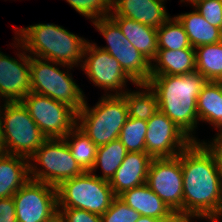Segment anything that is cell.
Returning a JSON list of instances; mask_svg holds the SVG:
<instances>
[{"label": "cell", "mask_w": 222, "mask_h": 222, "mask_svg": "<svg viewBox=\"0 0 222 222\" xmlns=\"http://www.w3.org/2000/svg\"><path fill=\"white\" fill-rule=\"evenodd\" d=\"M178 157L183 172V220L214 222L222 208V175L213 154L193 141Z\"/></svg>", "instance_id": "obj_1"}, {"label": "cell", "mask_w": 222, "mask_h": 222, "mask_svg": "<svg viewBox=\"0 0 222 222\" xmlns=\"http://www.w3.org/2000/svg\"><path fill=\"white\" fill-rule=\"evenodd\" d=\"M156 92L159 111L171 119L193 141L198 124L197 98L206 78L197 71L183 75L150 76L147 82Z\"/></svg>", "instance_id": "obj_2"}, {"label": "cell", "mask_w": 222, "mask_h": 222, "mask_svg": "<svg viewBox=\"0 0 222 222\" xmlns=\"http://www.w3.org/2000/svg\"><path fill=\"white\" fill-rule=\"evenodd\" d=\"M14 37L21 49L34 57L77 67L83 62L87 40L55 24H35L16 29ZM20 42V43H19ZM22 44V45H21Z\"/></svg>", "instance_id": "obj_3"}, {"label": "cell", "mask_w": 222, "mask_h": 222, "mask_svg": "<svg viewBox=\"0 0 222 222\" xmlns=\"http://www.w3.org/2000/svg\"><path fill=\"white\" fill-rule=\"evenodd\" d=\"M84 105L77 112V126L97 146L118 139L127 121L128 106L122 95H106L94 107Z\"/></svg>", "instance_id": "obj_4"}, {"label": "cell", "mask_w": 222, "mask_h": 222, "mask_svg": "<svg viewBox=\"0 0 222 222\" xmlns=\"http://www.w3.org/2000/svg\"><path fill=\"white\" fill-rule=\"evenodd\" d=\"M56 190L58 208H78L100 216L116 197L109 181L90 171L61 182Z\"/></svg>", "instance_id": "obj_5"}, {"label": "cell", "mask_w": 222, "mask_h": 222, "mask_svg": "<svg viewBox=\"0 0 222 222\" xmlns=\"http://www.w3.org/2000/svg\"><path fill=\"white\" fill-rule=\"evenodd\" d=\"M0 121L8 154L29 159L47 140L21 102H5L0 106Z\"/></svg>", "instance_id": "obj_6"}, {"label": "cell", "mask_w": 222, "mask_h": 222, "mask_svg": "<svg viewBox=\"0 0 222 222\" xmlns=\"http://www.w3.org/2000/svg\"><path fill=\"white\" fill-rule=\"evenodd\" d=\"M50 62V63H49ZM54 64V65H53ZM73 68L53 61L31 56V91L62 102L78 112L84 105L85 96L73 81L72 74L59 70L56 66Z\"/></svg>", "instance_id": "obj_7"}, {"label": "cell", "mask_w": 222, "mask_h": 222, "mask_svg": "<svg viewBox=\"0 0 222 222\" xmlns=\"http://www.w3.org/2000/svg\"><path fill=\"white\" fill-rule=\"evenodd\" d=\"M32 161L42 167L38 168ZM84 172L63 138L47 139L29 158L30 179L55 187Z\"/></svg>", "instance_id": "obj_8"}, {"label": "cell", "mask_w": 222, "mask_h": 222, "mask_svg": "<svg viewBox=\"0 0 222 222\" xmlns=\"http://www.w3.org/2000/svg\"><path fill=\"white\" fill-rule=\"evenodd\" d=\"M93 24L108 43L99 48L113 56L135 83H147L151 63L126 39L119 26L110 17L100 18Z\"/></svg>", "instance_id": "obj_9"}, {"label": "cell", "mask_w": 222, "mask_h": 222, "mask_svg": "<svg viewBox=\"0 0 222 222\" xmlns=\"http://www.w3.org/2000/svg\"><path fill=\"white\" fill-rule=\"evenodd\" d=\"M47 139L64 138L77 124V112L65 103L29 92L21 101Z\"/></svg>", "instance_id": "obj_10"}, {"label": "cell", "mask_w": 222, "mask_h": 222, "mask_svg": "<svg viewBox=\"0 0 222 222\" xmlns=\"http://www.w3.org/2000/svg\"><path fill=\"white\" fill-rule=\"evenodd\" d=\"M146 184L183 220V172L178 156L153 158Z\"/></svg>", "instance_id": "obj_11"}, {"label": "cell", "mask_w": 222, "mask_h": 222, "mask_svg": "<svg viewBox=\"0 0 222 222\" xmlns=\"http://www.w3.org/2000/svg\"><path fill=\"white\" fill-rule=\"evenodd\" d=\"M17 222H46L58 213L55 186L29 179L14 195Z\"/></svg>", "instance_id": "obj_12"}, {"label": "cell", "mask_w": 222, "mask_h": 222, "mask_svg": "<svg viewBox=\"0 0 222 222\" xmlns=\"http://www.w3.org/2000/svg\"><path fill=\"white\" fill-rule=\"evenodd\" d=\"M82 63L80 67L96 86L105 91H116L114 94L107 93V95H122L126 91L123 87L126 86L128 80L132 84H136L124 72L119 62L95 43L87 42Z\"/></svg>", "instance_id": "obj_13"}, {"label": "cell", "mask_w": 222, "mask_h": 222, "mask_svg": "<svg viewBox=\"0 0 222 222\" xmlns=\"http://www.w3.org/2000/svg\"><path fill=\"white\" fill-rule=\"evenodd\" d=\"M146 122V153L152 158L176 157L193 142L161 111H157Z\"/></svg>", "instance_id": "obj_14"}, {"label": "cell", "mask_w": 222, "mask_h": 222, "mask_svg": "<svg viewBox=\"0 0 222 222\" xmlns=\"http://www.w3.org/2000/svg\"><path fill=\"white\" fill-rule=\"evenodd\" d=\"M19 53L22 62L0 51V97L5 102H20L31 91V56Z\"/></svg>", "instance_id": "obj_15"}, {"label": "cell", "mask_w": 222, "mask_h": 222, "mask_svg": "<svg viewBox=\"0 0 222 222\" xmlns=\"http://www.w3.org/2000/svg\"><path fill=\"white\" fill-rule=\"evenodd\" d=\"M160 0H112L110 16H122L158 29L169 18Z\"/></svg>", "instance_id": "obj_16"}, {"label": "cell", "mask_w": 222, "mask_h": 222, "mask_svg": "<svg viewBox=\"0 0 222 222\" xmlns=\"http://www.w3.org/2000/svg\"><path fill=\"white\" fill-rule=\"evenodd\" d=\"M152 159L146 152H128L109 181L114 195L146 184Z\"/></svg>", "instance_id": "obj_17"}, {"label": "cell", "mask_w": 222, "mask_h": 222, "mask_svg": "<svg viewBox=\"0 0 222 222\" xmlns=\"http://www.w3.org/2000/svg\"><path fill=\"white\" fill-rule=\"evenodd\" d=\"M128 206L142 216L177 222V215L152 191L147 184L124 191L118 196Z\"/></svg>", "instance_id": "obj_18"}, {"label": "cell", "mask_w": 222, "mask_h": 222, "mask_svg": "<svg viewBox=\"0 0 222 222\" xmlns=\"http://www.w3.org/2000/svg\"><path fill=\"white\" fill-rule=\"evenodd\" d=\"M126 39L152 63L158 53L157 29L122 16H109Z\"/></svg>", "instance_id": "obj_19"}, {"label": "cell", "mask_w": 222, "mask_h": 222, "mask_svg": "<svg viewBox=\"0 0 222 222\" xmlns=\"http://www.w3.org/2000/svg\"><path fill=\"white\" fill-rule=\"evenodd\" d=\"M152 62L151 76L191 73L196 71L195 48L191 46L180 50L158 49Z\"/></svg>", "instance_id": "obj_20"}, {"label": "cell", "mask_w": 222, "mask_h": 222, "mask_svg": "<svg viewBox=\"0 0 222 222\" xmlns=\"http://www.w3.org/2000/svg\"><path fill=\"white\" fill-rule=\"evenodd\" d=\"M29 179V159L8 153L0 155V199L13 197Z\"/></svg>", "instance_id": "obj_21"}, {"label": "cell", "mask_w": 222, "mask_h": 222, "mask_svg": "<svg viewBox=\"0 0 222 222\" xmlns=\"http://www.w3.org/2000/svg\"><path fill=\"white\" fill-rule=\"evenodd\" d=\"M175 17L182 24L193 48L222 41V30L209 24L196 9Z\"/></svg>", "instance_id": "obj_22"}, {"label": "cell", "mask_w": 222, "mask_h": 222, "mask_svg": "<svg viewBox=\"0 0 222 222\" xmlns=\"http://www.w3.org/2000/svg\"><path fill=\"white\" fill-rule=\"evenodd\" d=\"M199 121H205L222 130V86L219 82L207 81L197 98Z\"/></svg>", "instance_id": "obj_23"}, {"label": "cell", "mask_w": 222, "mask_h": 222, "mask_svg": "<svg viewBox=\"0 0 222 222\" xmlns=\"http://www.w3.org/2000/svg\"><path fill=\"white\" fill-rule=\"evenodd\" d=\"M135 85L145 91H125L122 94L128 106L129 117L148 121L159 111L156 92L148 83H136Z\"/></svg>", "instance_id": "obj_24"}, {"label": "cell", "mask_w": 222, "mask_h": 222, "mask_svg": "<svg viewBox=\"0 0 222 222\" xmlns=\"http://www.w3.org/2000/svg\"><path fill=\"white\" fill-rule=\"evenodd\" d=\"M196 71L207 81L222 79V41L195 48Z\"/></svg>", "instance_id": "obj_25"}, {"label": "cell", "mask_w": 222, "mask_h": 222, "mask_svg": "<svg viewBox=\"0 0 222 222\" xmlns=\"http://www.w3.org/2000/svg\"><path fill=\"white\" fill-rule=\"evenodd\" d=\"M128 151L120 142L115 139L106 145L97 147L96 159L92 170V174L96 172L98 167H101L102 176H97L103 180L110 181L114 176L115 171L122 164Z\"/></svg>", "instance_id": "obj_26"}, {"label": "cell", "mask_w": 222, "mask_h": 222, "mask_svg": "<svg viewBox=\"0 0 222 222\" xmlns=\"http://www.w3.org/2000/svg\"><path fill=\"white\" fill-rule=\"evenodd\" d=\"M63 139L79 166L84 171H91L96 159L97 146L90 138L76 125Z\"/></svg>", "instance_id": "obj_27"}, {"label": "cell", "mask_w": 222, "mask_h": 222, "mask_svg": "<svg viewBox=\"0 0 222 222\" xmlns=\"http://www.w3.org/2000/svg\"><path fill=\"white\" fill-rule=\"evenodd\" d=\"M158 49L180 50L190 48L188 35L176 17L169 18L157 29Z\"/></svg>", "instance_id": "obj_28"}, {"label": "cell", "mask_w": 222, "mask_h": 222, "mask_svg": "<svg viewBox=\"0 0 222 222\" xmlns=\"http://www.w3.org/2000/svg\"><path fill=\"white\" fill-rule=\"evenodd\" d=\"M146 132L147 122L145 120L128 117L118 139L128 152H146Z\"/></svg>", "instance_id": "obj_29"}, {"label": "cell", "mask_w": 222, "mask_h": 222, "mask_svg": "<svg viewBox=\"0 0 222 222\" xmlns=\"http://www.w3.org/2000/svg\"><path fill=\"white\" fill-rule=\"evenodd\" d=\"M79 14L91 22L108 18L112 11V0H66Z\"/></svg>", "instance_id": "obj_30"}, {"label": "cell", "mask_w": 222, "mask_h": 222, "mask_svg": "<svg viewBox=\"0 0 222 222\" xmlns=\"http://www.w3.org/2000/svg\"><path fill=\"white\" fill-rule=\"evenodd\" d=\"M140 215L116 196L110 208L101 216L102 222H136Z\"/></svg>", "instance_id": "obj_31"}, {"label": "cell", "mask_w": 222, "mask_h": 222, "mask_svg": "<svg viewBox=\"0 0 222 222\" xmlns=\"http://www.w3.org/2000/svg\"><path fill=\"white\" fill-rule=\"evenodd\" d=\"M191 4L209 24L222 30V0H195Z\"/></svg>", "instance_id": "obj_32"}, {"label": "cell", "mask_w": 222, "mask_h": 222, "mask_svg": "<svg viewBox=\"0 0 222 222\" xmlns=\"http://www.w3.org/2000/svg\"><path fill=\"white\" fill-rule=\"evenodd\" d=\"M63 222H102L101 216L78 208H58Z\"/></svg>", "instance_id": "obj_33"}, {"label": "cell", "mask_w": 222, "mask_h": 222, "mask_svg": "<svg viewBox=\"0 0 222 222\" xmlns=\"http://www.w3.org/2000/svg\"><path fill=\"white\" fill-rule=\"evenodd\" d=\"M0 222H17L13 197L0 199Z\"/></svg>", "instance_id": "obj_34"}, {"label": "cell", "mask_w": 222, "mask_h": 222, "mask_svg": "<svg viewBox=\"0 0 222 222\" xmlns=\"http://www.w3.org/2000/svg\"><path fill=\"white\" fill-rule=\"evenodd\" d=\"M219 131L212 142L207 143L203 141V144L213 154L222 175V130Z\"/></svg>", "instance_id": "obj_35"}, {"label": "cell", "mask_w": 222, "mask_h": 222, "mask_svg": "<svg viewBox=\"0 0 222 222\" xmlns=\"http://www.w3.org/2000/svg\"><path fill=\"white\" fill-rule=\"evenodd\" d=\"M136 222H165L162 219L150 217V216H142L140 215L139 219Z\"/></svg>", "instance_id": "obj_36"}, {"label": "cell", "mask_w": 222, "mask_h": 222, "mask_svg": "<svg viewBox=\"0 0 222 222\" xmlns=\"http://www.w3.org/2000/svg\"><path fill=\"white\" fill-rule=\"evenodd\" d=\"M6 150L3 143V133H2V126L0 121V155L5 154Z\"/></svg>", "instance_id": "obj_37"}, {"label": "cell", "mask_w": 222, "mask_h": 222, "mask_svg": "<svg viewBox=\"0 0 222 222\" xmlns=\"http://www.w3.org/2000/svg\"><path fill=\"white\" fill-rule=\"evenodd\" d=\"M46 222H63L61 216L57 213L54 217Z\"/></svg>", "instance_id": "obj_38"}, {"label": "cell", "mask_w": 222, "mask_h": 222, "mask_svg": "<svg viewBox=\"0 0 222 222\" xmlns=\"http://www.w3.org/2000/svg\"><path fill=\"white\" fill-rule=\"evenodd\" d=\"M220 218H222V208H221V210H220V212H219V215H218V217H217V220H215L214 222H217L218 219H220Z\"/></svg>", "instance_id": "obj_39"}, {"label": "cell", "mask_w": 222, "mask_h": 222, "mask_svg": "<svg viewBox=\"0 0 222 222\" xmlns=\"http://www.w3.org/2000/svg\"><path fill=\"white\" fill-rule=\"evenodd\" d=\"M189 2V3H192L193 1H195V0H180V2L182 3V2Z\"/></svg>", "instance_id": "obj_40"}, {"label": "cell", "mask_w": 222, "mask_h": 222, "mask_svg": "<svg viewBox=\"0 0 222 222\" xmlns=\"http://www.w3.org/2000/svg\"><path fill=\"white\" fill-rule=\"evenodd\" d=\"M177 222H188V221H185V220H179V221H177Z\"/></svg>", "instance_id": "obj_41"}]
</instances>
